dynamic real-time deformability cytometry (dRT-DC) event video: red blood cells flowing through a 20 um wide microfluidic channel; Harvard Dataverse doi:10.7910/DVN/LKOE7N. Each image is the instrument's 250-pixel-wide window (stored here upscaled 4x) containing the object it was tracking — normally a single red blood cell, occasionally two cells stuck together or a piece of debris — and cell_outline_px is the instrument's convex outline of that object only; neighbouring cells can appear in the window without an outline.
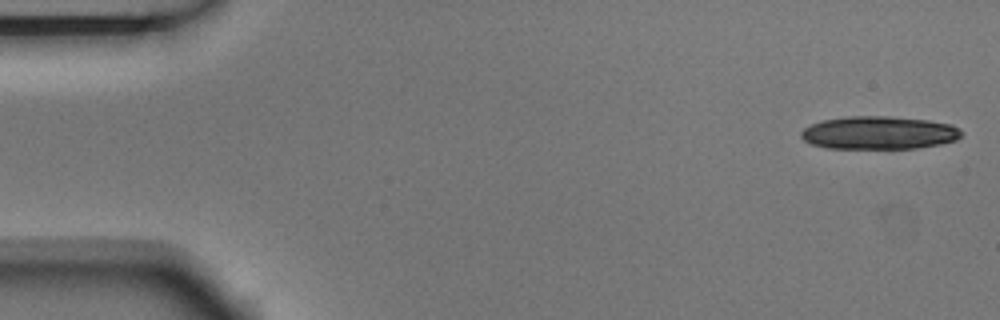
{"species": "Egyptian fruit bat (a non-hibernating species)", "species_latin": "Rousettus aegyptiacus", "temperature_condition": "room temperature", "stored_images_in_passage": 5, "camera_frame_rate_fps": 3000, "um_per_image_px": 0.085, "animal": {"sex": "male"}, "frame": {"image": 1, "passage_image": 1, "time_ms": 0.0, "image_size_px": [1000, 320], "cell_outline_px": [[964, 132], [956, 140], [940, 144], [916, 148], [828, 148], [812, 144], [804, 140], [800, 136], [800, 132], [804, 128], [820, 120], [848, 116], [888, 116], [928, 120], [952, 124], [960, 128]], "centroid_in_image_um": [74.72, 11.28], "position_along_channel_um": 10.3, "area_um2": 30.98}}